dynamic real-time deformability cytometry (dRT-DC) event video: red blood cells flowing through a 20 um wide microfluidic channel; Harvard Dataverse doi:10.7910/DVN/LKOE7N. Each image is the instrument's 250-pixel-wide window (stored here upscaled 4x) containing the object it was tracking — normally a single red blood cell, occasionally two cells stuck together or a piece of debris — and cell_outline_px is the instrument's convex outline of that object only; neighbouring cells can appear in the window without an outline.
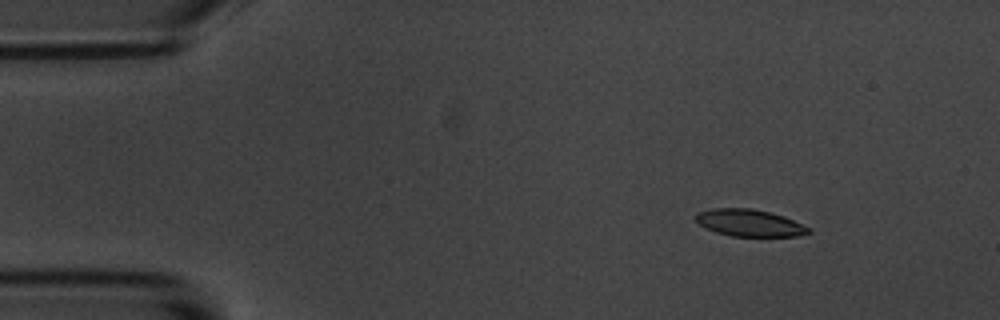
{"species": "common noctule bat (a hibernating species)", "species_latin": "Nyctalus noctula", "temperature_condition": "room temperature", "stored_images_in_passage": 8, "camera_frame_rate_fps": 3000, "um_per_image_px": 0.085, "animal": {"sex": "male", "body_mass_g": 20.1, "forearm_length_mm": 53.5}, "frame": {"image": 1, "passage_image": 3, "time_ms": 2.333, "image_size_px": [1000, 320], "cell_outline_px": [[812, 232], [796, 236], [732, 236], [716, 232], [700, 224], [696, 220], [696, 212], [712, 208], [752, 208], [784, 216], [812, 228]], "centroid_in_image_um": [63.73, 18.94], "position_along_channel_um": 21.3, "area_um2": 17.69}}
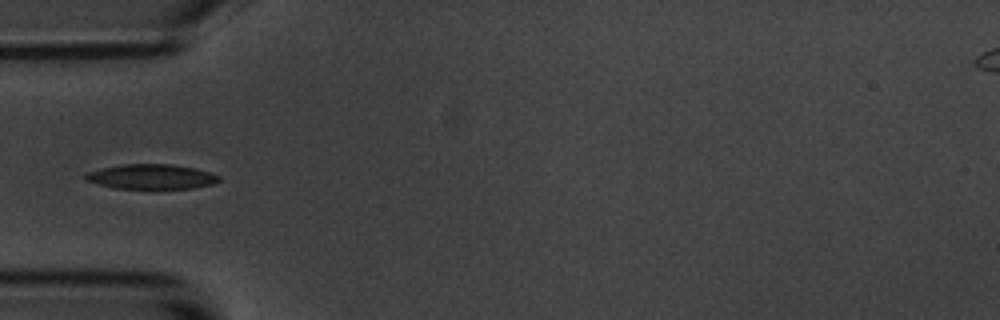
{"frame": {"image": 2, "passage_image": 6, "time_ms": 6.0, "image_size_px": [1000, 320], "cell_outline_px": [[220, 180], [212, 184], [192, 188], [116, 188], [84, 180], [84, 176], [88, 172], [100, 168], [120, 164], [172, 164], [192, 168], [208, 172], [220, 176]], "centroid_in_image_um": [12.83, 15.01], "position_along_channel_um": 72.2, "area_um2": 19.07}}
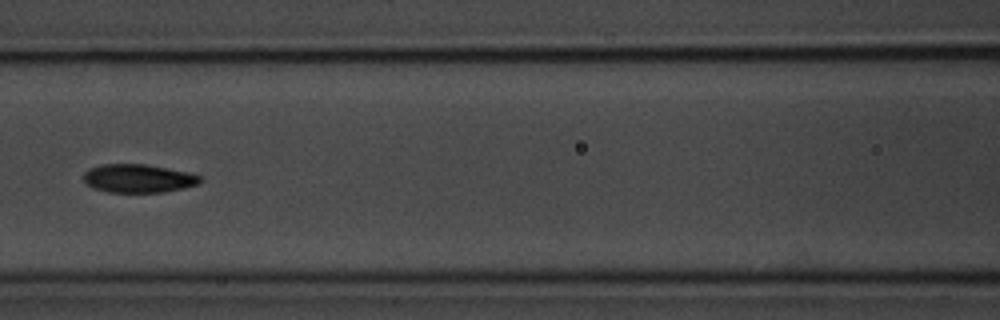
{"frame": {"image": 3, "passage_image": 8, "time_ms": 8.333, "image_size_px": [1000, 320], "cell_outline_px": [[200, 184], [164, 192], [108, 192], [92, 188], [84, 180], [84, 172], [88, 168], [100, 164], [144, 164], [168, 168], [188, 172], [200, 176]], "centroid_in_image_um": [11.73, 15.16], "position_along_channel_um": 154.9, "area_um2": 19.31}}